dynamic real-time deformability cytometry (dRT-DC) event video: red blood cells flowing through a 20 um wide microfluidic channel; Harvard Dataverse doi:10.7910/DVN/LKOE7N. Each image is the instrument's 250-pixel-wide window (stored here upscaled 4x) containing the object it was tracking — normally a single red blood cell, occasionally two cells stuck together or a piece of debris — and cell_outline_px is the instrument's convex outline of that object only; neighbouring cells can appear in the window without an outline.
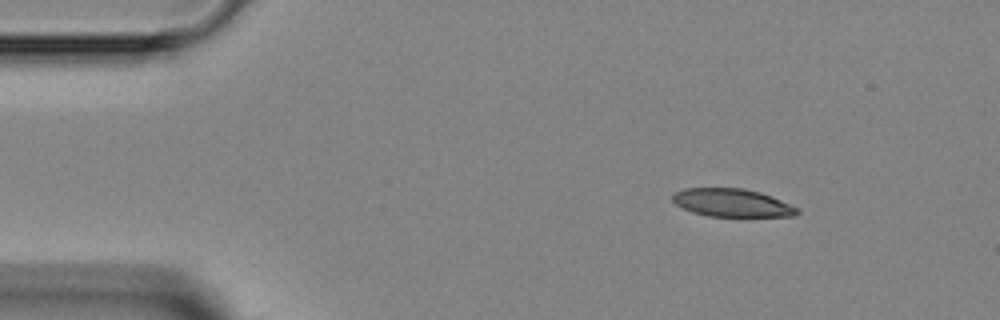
{"species": "Egyptian fruit bat (a non-hibernating species)", "species_latin": "Rousettus aegyptiacus", "temperature_condition": "room temperature", "stored_images_in_passage": 2, "camera_frame_rate_fps": 3000, "um_per_image_px": 0.085, "animal": {"sex": "female"}, "frame": {"image": 1, "passage_image": 2, "time_ms": 5.0, "image_size_px": [1000, 320], "cell_outline_px": [[800, 212], [792, 216], [708, 216], [692, 212], [676, 204], [672, 200], [672, 196], [676, 192], [684, 188], [744, 188], [760, 192], [772, 196], [800, 208]], "centroid_in_image_um": [62.25, 17.23], "position_along_channel_um": 22.7, "area_um2": 20.35}}